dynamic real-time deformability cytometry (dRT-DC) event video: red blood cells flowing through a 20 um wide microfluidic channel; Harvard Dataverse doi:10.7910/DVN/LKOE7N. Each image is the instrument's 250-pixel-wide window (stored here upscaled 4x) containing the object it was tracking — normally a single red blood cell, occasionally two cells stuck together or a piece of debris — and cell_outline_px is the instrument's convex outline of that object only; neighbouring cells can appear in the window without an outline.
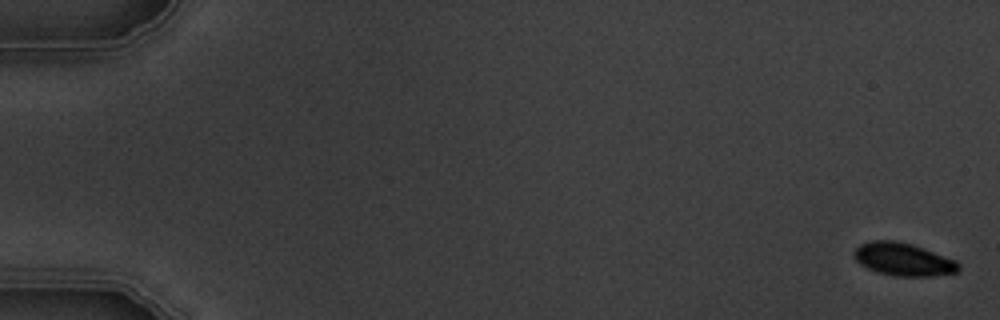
{"species": "common noctule bat (a hibernating species)", "species_latin": "Nyctalus noctula", "temperature_condition": "warm", "stored_images_in_passage": 8, "camera_frame_rate_fps": 3000, "um_per_image_px": 0.085, "animal": {"sex": "male", "body_mass_g": 19.5, "forearm_length_mm": 54.6}, "frame": {"image": 1, "passage_image": 1, "time_ms": 0.0, "image_size_px": [1000, 320], "cell_outline_px": [[960, 268], [956, 272], [932, 276], [896, 276], [876, 272], [860, 264], [852, 256], [852, 252], [860, 244], [872, 240], [892, 240], [912, 244], [956, 260], [960, 264]], "centroid_in_image_um": [76.75, 22.04], "position_along_channel_um": 8.3, "area_um2": 20.06}}
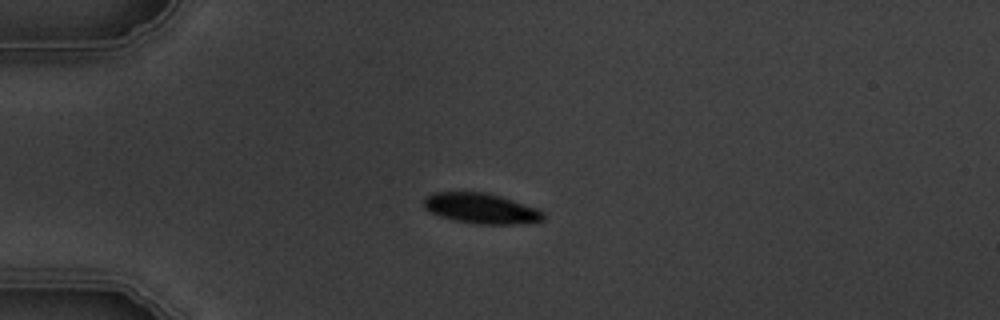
{"frame": {"image": 2, "passage_image": 5, "time_ms": 4.667, "image_size_px": [1000, 320], "cell_outline_px": [[544, 220], [516, 224], [476, 224], [456, 220], [440, 216], [424, 208], [424, 200], [432, 192], [488, 192], [536, 208], [544, 212]], "centroid_in_image_um": [40.89, 17.71], "position_along_channel_um": 44.1, "area_um2": 20.92}}